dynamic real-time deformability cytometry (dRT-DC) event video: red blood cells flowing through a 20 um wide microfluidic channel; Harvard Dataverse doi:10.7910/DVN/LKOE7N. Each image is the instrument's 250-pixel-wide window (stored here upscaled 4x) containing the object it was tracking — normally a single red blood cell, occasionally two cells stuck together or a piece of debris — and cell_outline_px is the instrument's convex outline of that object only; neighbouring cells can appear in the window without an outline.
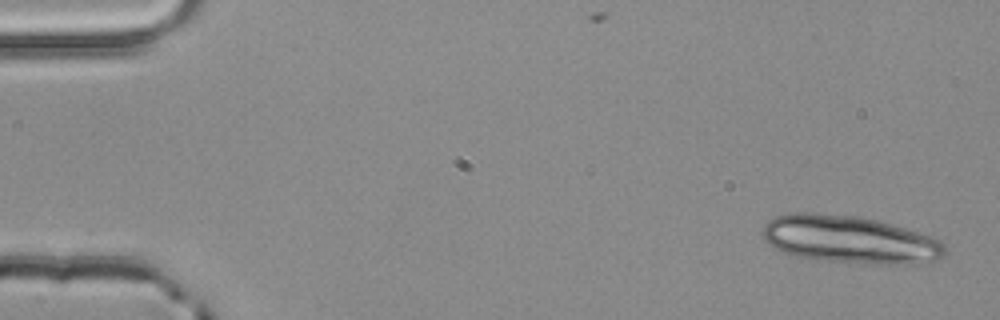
{"species": "common noctule bat (a hibernating species)", "species_latin": "Nyctalus noctula", "temperature_condition": "room temperature", "stored_images_in_passage": 5, "camera_frame_rate_fps": 3000, "um_per_image_px": 0.085, "animal": {"sex": "male", "body_mass_g": 20.4}, "frame": {"image": 1, "passage_image": 1, "time_ms": 0.0, "image_size_px": [1000, 320], "cell_outline_px": [[944, 256], [936, 260], [920, 264], [872, 264], [828, 260], [796, 256], [784, 252], [768, 244], [764, 240], [760, 232], [764, 224], [768, 220], [776, 216], [788, 212], [812, 212], [860, 216], [892, 224], [932, 236], [940, 240], [944, 244]], "centroid_in_image_um": [72.21, 20.34], "position_along_channel_um": 12.8, "area_um2": 50.98}}